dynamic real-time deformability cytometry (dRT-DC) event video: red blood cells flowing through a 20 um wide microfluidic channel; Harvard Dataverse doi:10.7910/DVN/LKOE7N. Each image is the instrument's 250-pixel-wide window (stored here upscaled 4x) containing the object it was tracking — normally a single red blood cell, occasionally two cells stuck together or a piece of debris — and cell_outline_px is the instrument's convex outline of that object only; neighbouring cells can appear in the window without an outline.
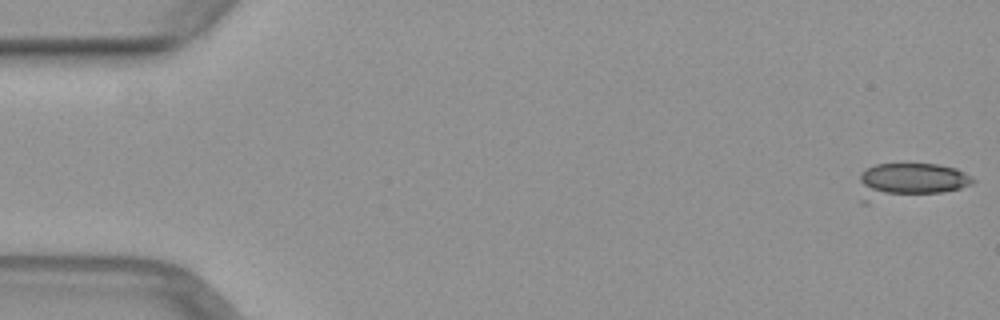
{"species": "common noctule bat (a hibernating species)", "species_latin": "Nyctalus noctula", "temperature_condition": "warm", "stored_images_in_passage": 18, "camera_frame_rate_fps": 3000, "um_per_image_px": 0.085, "animal": {"sex": "female", "body_mass_g": 29.2, "forearm_length_mm": 56.3}, "frame": {"image": 1, "passage_image": 1, "time_ms": 0.0, "image_size_px": [1000, 320], "cell_outline_px": [[976, 180], [972, 184], [960, 188], [940, 192], [868, 204], [860, 204], [860, 172], [876, 164], [936, 164], [956, 168], [972, 176]], "centroid_in_image_um": [77.25, 15.41], "position_along_channel_um": 7.8, "area_um2": 24.1}}
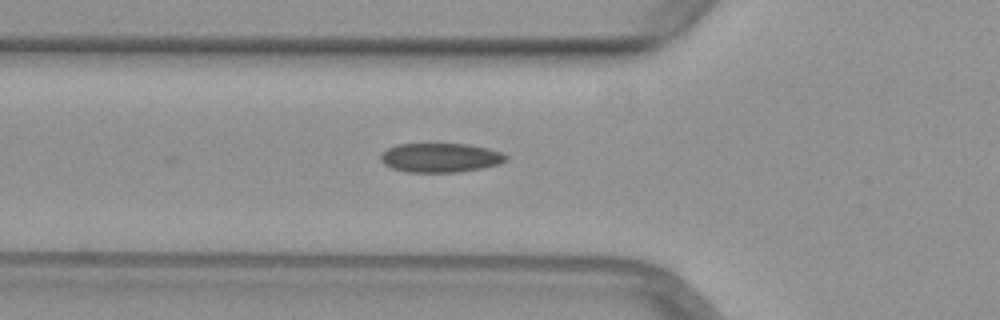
{"frame": {"image": 2, "passage_image": 18, "time_ms": 5.667, "image_size_px": [1000, 320], "cell_outline_px": [[508, 160], [500, 164], [484, 168], [460, 172], [408, 172], [392, 168], [384, 164], [380, 160], [380, 156], [388, 148], [396, 144], [468, 144], [488, 148], [500, 152], [508, 156]], "centroid_in_image_um": [37.47, 13.41], "position_along_channel_um": 88.3, "area_um2": 21.44}}